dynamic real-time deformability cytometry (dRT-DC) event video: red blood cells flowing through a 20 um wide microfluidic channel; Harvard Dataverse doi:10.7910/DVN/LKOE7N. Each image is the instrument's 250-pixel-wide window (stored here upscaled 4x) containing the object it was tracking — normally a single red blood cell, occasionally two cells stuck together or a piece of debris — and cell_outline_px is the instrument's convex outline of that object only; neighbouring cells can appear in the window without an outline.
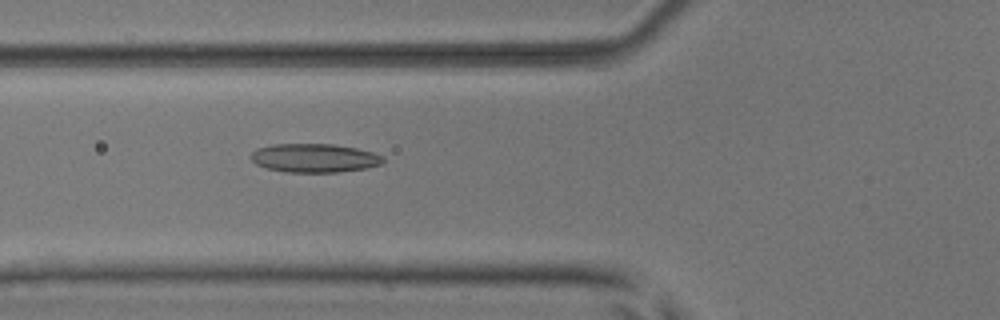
{"species": "common noctule bat (a hibernating species)", "species_latin": "Nyctalus noctula", "temperature_condition": "room temperature", "stored_images_in_passage": 52, "camera_frame_rate_fps": 3000, "um_per_image_px": 0.085, "animal": {"sex": "male", "body_mass_g": 17.9, "forearm_length_mm": 54.2}, "frame": {"image": 1, "passage_image": 20, "time_ms": 6.333, "image_size_px": [1000, 320], "cell_outline_px": [[384, 160], [380, 164], [364, 168], [336, 172], [284, 172], [268, 168], [256, 164], [248, 156], [256, 148], [272, 144], [332, 144], [356, 148], [372, 152], [384, 156]], "centroid_in_image_um": [26.68, 13.42], "position_along_channel_um": 99.1, "area_um2": 22.08}}
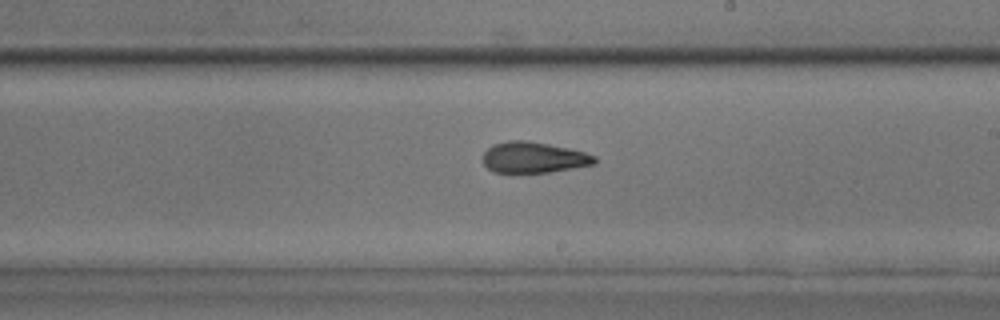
{"frame": {"image": 2, "passage_image": 31, "time_ms": 10.0, "image_size_px": [1000, 320], "cell_outline_px": [[596, 164], [548, 172], [492, 172], [484, 164], [484, 152], [492, 144], [508, 140], [528, 140], [568, 148], [584, 152], [596, 156]], "centroid_in_image_um": [45.35, 13.37], "position_along_channel_um": 243.6, "area_um2": 20.06}}
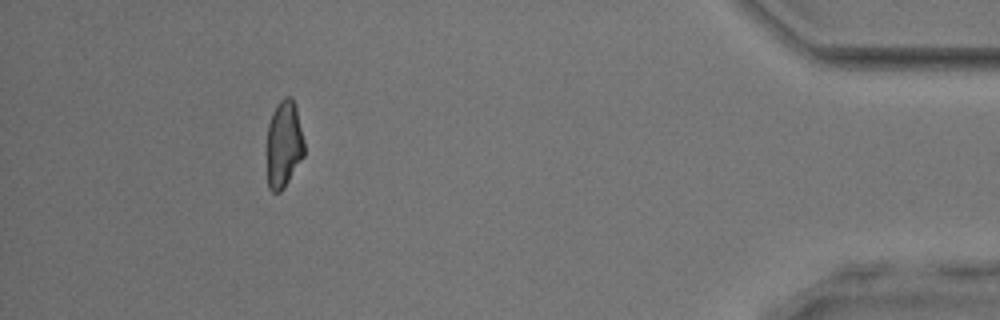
{"frame": {"image": 3, "passage_image": 48, "time_ms": 15.667, "image_size_px": [1000, 320], "cell_outline_px": [[304, 156], [284, 188], [280, 192], [272, 192], [268, 188], [268, 124], [272, 112], [276, 104], [284, 96], [292, 96], [296, 108], [304, 140]], "centroid_in_image_um": [24.14, 12.24], "position_along_channel_um": 411.1, "area_um2": 18.96}, "authors_computed_cell_mechanics": {"area_um2": 20.9236, "velocity_mm_per_s": 3.9538, "shape_relaxation_time_tau1_ms": null, "shape_relaxation_time_tau2_ms": 2.6162, "deformation_change_tau1": null, "deformation_change_tau2": 0.1019}}